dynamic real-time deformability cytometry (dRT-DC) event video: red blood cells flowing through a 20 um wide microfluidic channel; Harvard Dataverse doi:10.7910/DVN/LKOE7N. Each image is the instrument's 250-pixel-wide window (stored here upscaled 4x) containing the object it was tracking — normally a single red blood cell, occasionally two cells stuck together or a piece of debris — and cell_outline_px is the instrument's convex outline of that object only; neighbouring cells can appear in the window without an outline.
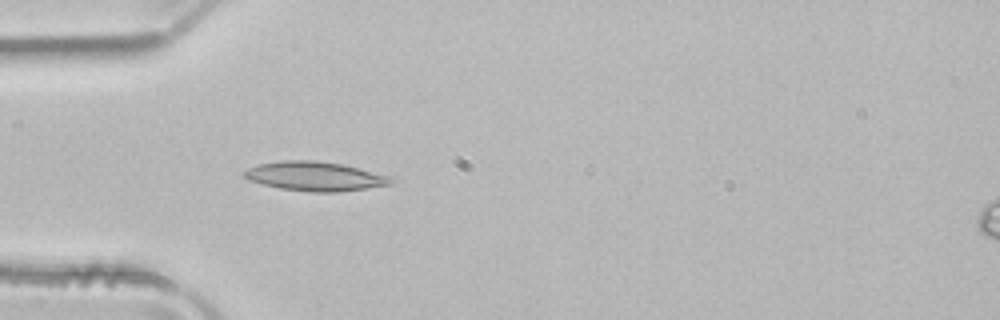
{"species": "common noctule bat (a hibernating species)", "species_latin": "Nyctalus noctula", "temperature_condition": "room temperature", "stored_images_in_passage": 42, "camera_frame_rate_fps": 3000, "um_per_image_px": 0.085, "animal": {"sex": "male", "body_mass_g": 21.5, "forearm_length_mm": 52.0}, "frame": {"image": 1, "passage_image": 6, "time_ms": 1.667, "image_size_px": [1000, 320], "cell_outline_px": [[396, 180], [392, 184], [340, 192], [312, 192], [280, 188], [248, 180], [244, 176], [244, 172], [248, 168], [256, 164], [280, 160], [316, 160], [344, 164], [392, 176]], "centroid_in_image_um": [26.81, 14.97], "position_along_channel_um": 58.2, "area_um2": 25.26}}
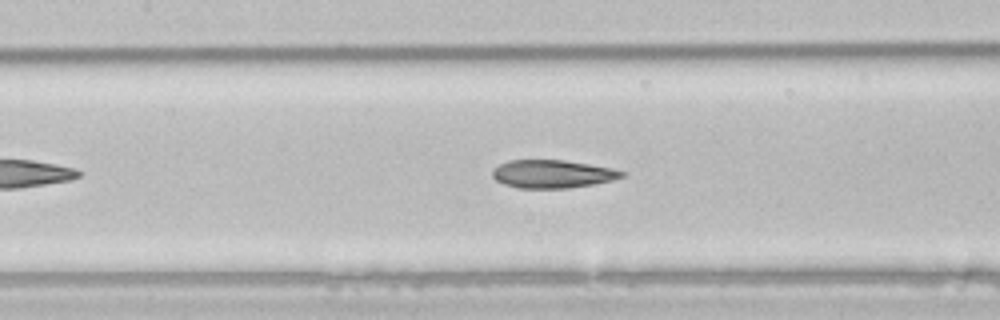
{"frame": {"image": 2, "passage_image": 14, "time_ms": 4.333, "image_size_px": [1000, 320], "cell_outline_px": [[624, 176], [612, 180], [592, 184], [568, 188], [520, 188], [504, 184], [496, 180], [492, 176], [492, 168], [508, 160], [564, 160], [612, 168], [624, 172]], "centroid_in_image_um": [46.92, 14.78], "position_along_channel_um": 160.5, "area_um2": 21.04}}
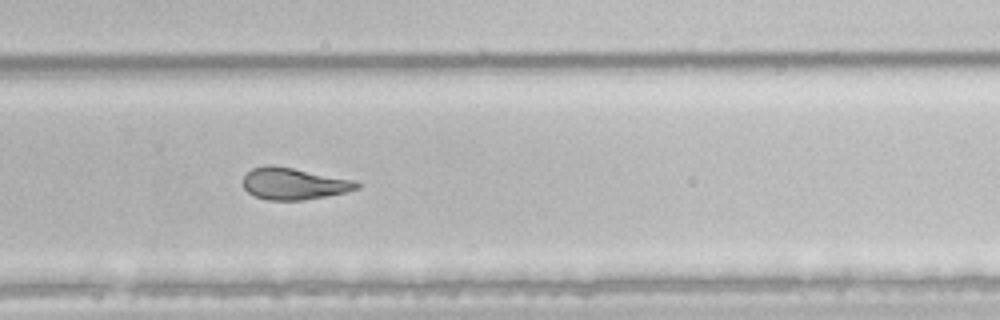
{"frame": {"image": 3, "passage_image": 25, "time_ms": 8.0, "image_size_px": [1000, 320], "cell_outline_px": [[360, 188], [344, 192], [304, 200], [268, 200], [256, 196], [248, 192], [244, 188], [244, 176], [252, 168], [268, 164], [272, 164], [356, 180], [360, 184]], "centroid_in_image_um": [24.98, 15.6], "position_along_channel_um": 304.8, "area_um2": 20.98}, "authors_computed_cell_mechanics": {"area_um2": 22.6287, "velocity_mm_per_s": 3.9658, "shape_relaxation_time_tau1_ms": 8.3375, "shape_relaxation_time_tau2_ms": 3.2823, "deformation_change_tau1": 0.1952, "deformation_change_tau2": 0.1088}}